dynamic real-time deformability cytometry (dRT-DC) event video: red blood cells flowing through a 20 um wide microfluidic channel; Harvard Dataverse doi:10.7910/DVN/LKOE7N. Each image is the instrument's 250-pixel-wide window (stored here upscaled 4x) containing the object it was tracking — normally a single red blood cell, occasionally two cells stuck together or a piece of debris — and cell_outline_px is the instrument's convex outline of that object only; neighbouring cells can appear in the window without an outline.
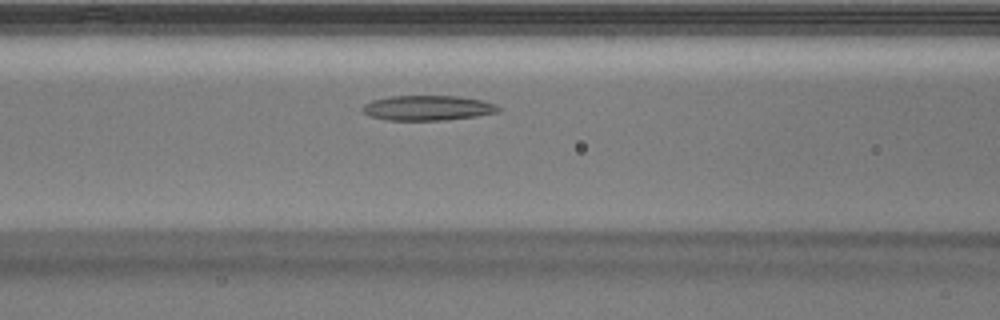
{"species": "Egyptian fruit bat (a non-hibernating species)", "species_latin": "Rousettus aegyptiacus", "temperature_condition": "warm", "stored_images_in_passage": 30, "camera_frame_rate_fps": 3000, "um_per_image_px": 0.085, "animal": {"sex": "male"}, "frame": {"image": 1, "passage_image": 9, "time_ms": 2.667, "image_size_px": [1000, 320], "cell_outline_px": [[500, 108], [496, 112], [476, 116], [448, 120], [388, 120], [372, 116], [364, 112], [360, 108], [364, 104], [372, 100], [392, 96], [460, 96], [484, 100], [496, 104]], "centroid_in_image_um": [36.37, 9.17], "position_along_channel_um": 130.2, "area_um2": 19.77}}
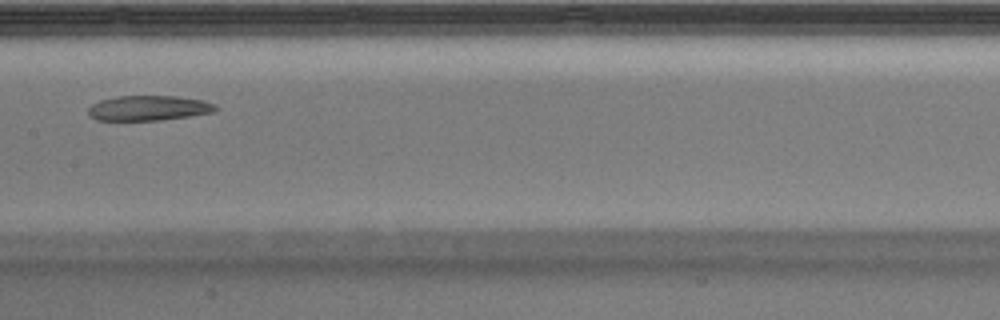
{"frame": {"image": 2, "passage_image": 13, "time_ms": 4.0, "image_size_px": [1000, 320], "cell_outline_px": [[216, 112], [160, 120], [96, 120], [88, 116], [88, 108], [92, 104], [100, 100], [120, 96], [176, 96], [204, 100], [216, 104]], "centroid_in_image_um": [12.63, 9.18], "position_along_channel_um": 194.8, "area_um2": 18.61}}